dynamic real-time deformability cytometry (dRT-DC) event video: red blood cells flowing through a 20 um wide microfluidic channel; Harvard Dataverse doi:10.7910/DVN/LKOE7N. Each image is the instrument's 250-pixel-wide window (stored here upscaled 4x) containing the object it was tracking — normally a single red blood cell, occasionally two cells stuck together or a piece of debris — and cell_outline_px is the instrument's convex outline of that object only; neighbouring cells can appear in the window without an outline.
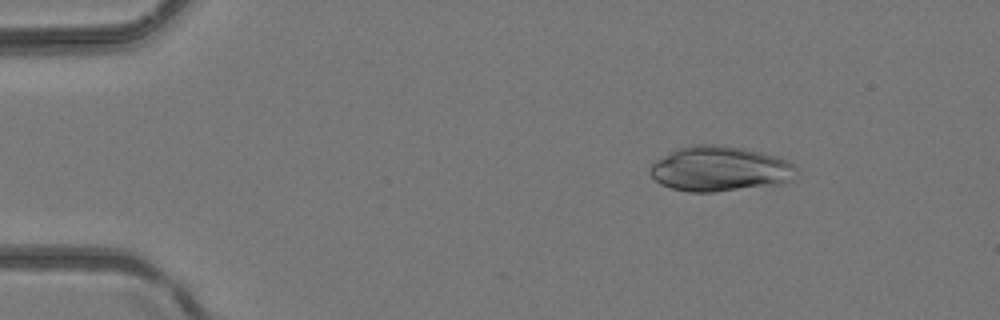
{"species": "common noctule bat (a hibernating species)", "species_latin": "Nyctalus noctula", "temperature_condition": "room temperature", "stored_images_in_passage": 4, "camera_frame_rate_fps": 3000, "um_per_image_px": 0.085, "animal": {"sex": "female", "body_mass_g": 24.6, "forearm_length_mm": 56.2}, "frame": {"image": 1, "passage_image": 2, "time_ms": 0.333, "image_size_px": [1000, 320], "cell_outline_px": [[796, 168], [792, 180], [780, 184], [716, 192], [688, 192], [672, 188], [660, 184], [648, 172], [648, 168], [656, 160], [668, 152], [676, 148], [692, 144], [720, 144], [744, 148], [780, 156], [788, 160]], "centroid_in_image_um": [61.17, 14.34], "position_along_channel_um": 23.8, "area_um2": 38.96}}
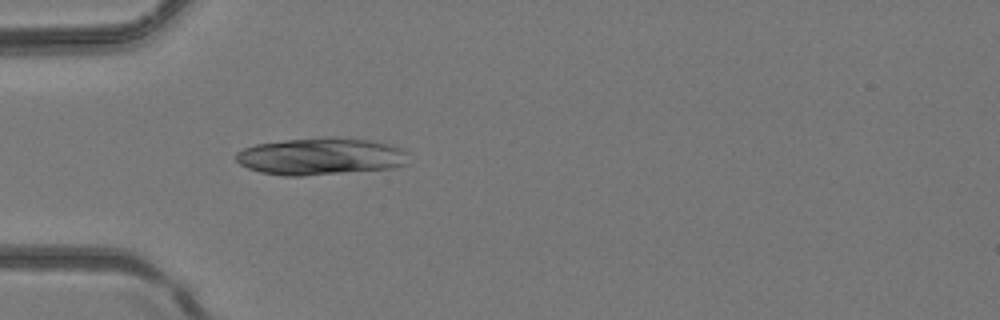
{"frame": {"image": 2, "passage_image": 4, "time_ms": 1.0, "image_size_px": [1000, 320], "cell_outline_px": [[408, 164], [392, 168], [304, 176], [284, 176], [260, 172], [248, 168], [240, 164], [236, 160], [236, 152], [244, 148], [256, 144], [284, 140], [372, 140], [392, 144], [404, 148], [408, 152]], "centroid_in_image_um": [27.29, 13.33], "position_along_channel_um": 57.7, "area_um2": 36.59}}